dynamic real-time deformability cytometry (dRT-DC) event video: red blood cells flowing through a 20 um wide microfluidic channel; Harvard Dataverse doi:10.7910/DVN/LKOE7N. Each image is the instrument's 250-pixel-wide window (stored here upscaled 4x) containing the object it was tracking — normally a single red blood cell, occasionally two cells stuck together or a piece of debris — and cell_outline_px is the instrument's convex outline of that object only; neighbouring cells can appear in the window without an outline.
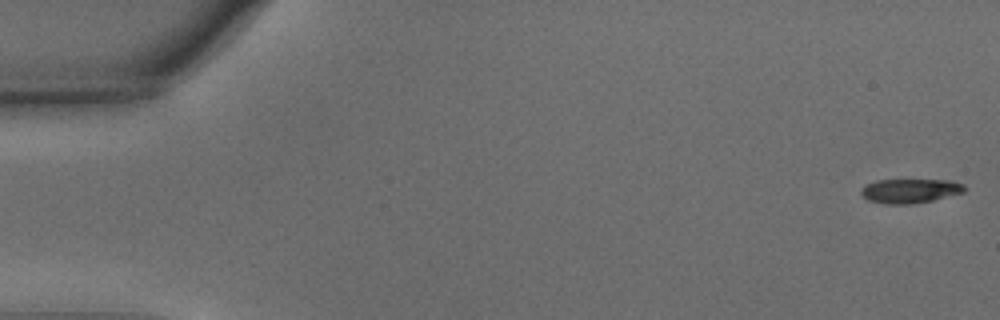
{"species": "common noctule bat (a hibernating species)", "species_latin": "Nyctalus noctula", "temperature_condition": "warm", "stored_images_in_passage": 55, "camera_frame_rate_fps": 3000, "um_per_image_px": 0.085, "animal": {"sex": "male", "body_mass_g": 15.6}, "frame": {"image": 1, "passage_image": 1, "time_ms": 0.0, "image_size_px": [1000, 320], "cell_outline_px": [[964, 192], [932, 200], [912, 204], [888, 204], [868, 200], [860, 192], [864, 184], [876, 180], [952, 180], [964, 184]], "centroid_in_image_um": [77.34, 16.21], "position_along_channel_um": 7.7, "area_um2": 14.57}}
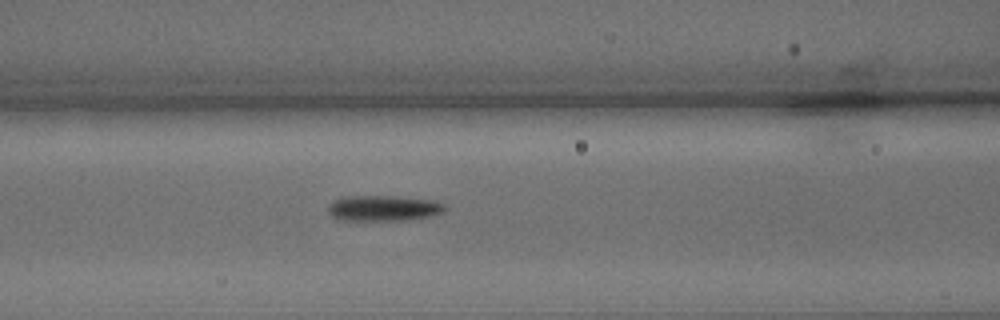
{"frame": {"image": 2, "passage_image": 23, "time_ms": 7.333, "image_size_px": [1000, 320], "cell_outline_px": [[448, 208], [444, 212], [432, 216], [408, 220], [340, 220], [332, 216], [328, 212], [328, 208], [332, 200], [348, 196], [396, 196], [436, 200], [444, 204]], "centroid_in_image_um": [32.65, 17.69], "position_along_channel_um": 134.0, "area_um2": 17.69}}
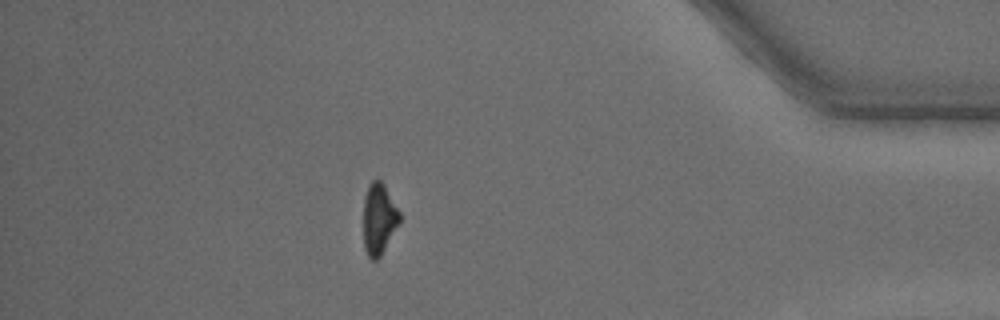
{"frame": {"image": 3, "passage_image": 48, "time_ms": 15.667, "image_size_px": [1000, 320], "cell_outline_px": [[400, 224], [380, 256], [376, 260], [372, 260], [368, 256], [364, 248], [364, 196], [368, 184], [372, 180], [380, 180], [384, 184], [400, 212]], "centroid_in_image_um": [32.21, 18.6], "position_along_channel_um": 403.0, "area_um2": 15.09}, "authors_computed_cell_mechanics": {"area_um2": 15.9528, "velocity_mm_per_s": 3.7252, "shape_relaxation_time_tau1_ms": 2.3259, "shape_relaxation_time_tau2_ms": null, "deformation_change_tau1": 0.1544, "deformation_change_tau2": null}}